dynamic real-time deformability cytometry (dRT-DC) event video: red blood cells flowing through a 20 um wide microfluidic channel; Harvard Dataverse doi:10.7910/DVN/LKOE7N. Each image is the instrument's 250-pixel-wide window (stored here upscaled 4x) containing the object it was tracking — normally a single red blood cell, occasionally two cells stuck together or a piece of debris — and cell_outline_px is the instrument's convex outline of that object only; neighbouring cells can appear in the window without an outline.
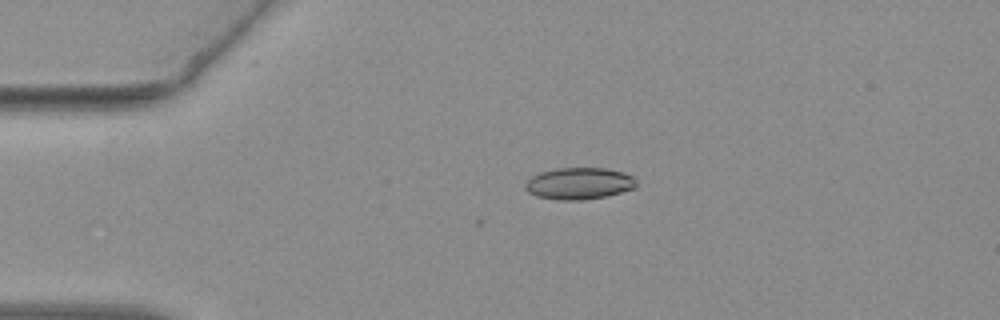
{"species": "common noctule bat (a hibernating species)", "species_latin": "Nyctalus noctula", "temperature_condition": "warm", "stored_images_in_passage": 3, "camera_frame_rate_fps": 3000, "um_per_image_px": 0.085, "animal": {"sex": "female", "body_mass_g": 19.3, "forearm_length_mm": 54.1}, "frame": {"image": 1, "passage_image": 3, "time_ms": 0.667, "image_size_px": [1000, 320], "cell_outline_px": [[636, 188], [604, 196], [580, 200], [560, 200], [536, 196], [528, 192], [524, 188], [524, 184], [532, 176], [540, 172], [556, 168], [604, 168], [624, 172], [632, 176], [636, 180]], "centroid_in_image_um": [49.2, 15.59], "position_along_channel_um": 35.8, "area_um2": 20.52}}